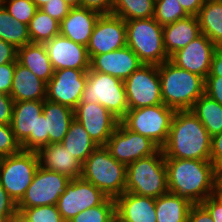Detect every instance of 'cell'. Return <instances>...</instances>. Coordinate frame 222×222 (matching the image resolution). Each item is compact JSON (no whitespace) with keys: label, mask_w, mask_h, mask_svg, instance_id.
I'll list each match as a JSON object with an SVG mask.
<instances>
[{"label":"cell","mask_w":222,"mask_h":222,"mask_svg":"<svg viewBox=\"0 0 222 222\" xmlns=\"http://www.w3.org/2000/svg\"><path fill=\"white\" fill-rule=\"evenodd\" d=\"M168 192L202 203L215 191V166L210 160L165 158Z\"/></svg>","instance_id":"obj_1"},{"label":"cell","mask_w":222,"mask_h":222,"mask_svg":"<svg viewBox=\"0 0 222 222\" xmlns=\"http://www.w3.org/2000/svg\"><path fill=\"white\" fill-rule=\"evenodd\" d=\"M211 136L191 111H175L162 147L165 158L210 160Z\"/></svg>","instance_id":"obj_2"},{"label":"cell","mask_w":222,"mask_h":222,"mask_svg":"<svg viewBox=\"0 0 222 222\" xmlns=\"http://www.w3.org/2000/svg\"><path fill=\"white\" fill-rule=\"evenodd\" d=\"M163 104L175 111L191 110L204 94L205 80L170 60L158 65Z\"/></svg>","instance_id":"obj_3"},{"label":"cell","mask_w":222,"mask_h":222,"mask_svg":"<svg viewBox=\"0 0 222 222\" xmlns=\"http://www.w3.org/2000/svg\"><path fill=\"white\" fill-rule=\"evenodd\" d=\"M127 166L113 158L105 146H98L82 164V178L107 197L117 198L125 192Z\"/></svg>","instance_id":"obj_4"},{"label":"cell","mask_w":222,"mask_h":222,"mask_svg":"<svg viewBox=\"0 0 222 222\" xmlns=\"http://www.w3.org/2000/svg\"><path fill=\"white\" fill-rule=\"evenodd\" d=\"M125 191L155 199L168 192L167 169L162 148L127 165Z\"/></svg>","instance_id":"obj_5"},{"label":"cell","mask_w":222,"mask_h":222,"mask_svg":"<svg viewBox=\"0 0 222 222\" xmlns=\"http://www.w3.org/2000/svg\"><path fill=\"white\" fill-rule=\"evenodd\" d=\"M127 46L143 64L160 65L169 60L163 39V26L154 17L125 21Z\"/></svg>","instance_id":"obj_6"},{"label":"cell","mask_w":222,"mask_h":222,"mask_svg":"<svg viewBox=\"0 0 222 222\" xmlns=\"http://www.w3.org/2000/svg\"><path fill=\"white\" fill-rule=\"evenodd\" d=\"M80 103H100L119 120L129 109L124 81L90 69Z\"/></svg>","instance_id":"obj_7"},{"label":"cell","mask_w":222,"mask_h":222,"mask_svg":"<svg viewBox=\"0 0 222 222\" xmlns=\"http://www.w3.org/2000/svg\"><path fill=\"white\" fill-rule=\"evenodd\" d=\"M39 167L36 151H24L0 158V185L10 198L18 204L32 183Z\"/></svg>","instance_id":"obj_8"},{"label":"cell","mask_w":222,"mask_h":222,"mask_svg":"<svg viewBox=\"0 0 222 222\" xmlns=\"http://www.w3.org/2000/svg\"><path fill=\"white\" fill-rule=\"evenodd\" d=\"M175 110L165 104L128 109L120 120L129 130L150 138L162 148L169 136Z\"/></svg>","instance_id":"obj_9"},{"label":"cell","mask_w":222,"mask_h":222,"mask_svg":"<svg viewBox=\"0 0 222 222\" xmlns=\"http://www.w3.org/2000/svg\"><path fill=\"white\" fill-rule=\"evenodd\" d=\"M128 108L163 104L158 66L142 64L124 80Z\"/></svg>","instance_id":"obj_10"},{"label":"cell","mask_w":222,"mask_h":222,"mask_svg":"<svg viewBox=\"0 0 222 222\" xmlns=\"http://www.w3.org/2000/svg\"><path fill=\"white\" fill-rule=\"evenodd\" d=\"M70 180L61 173L49 171L39 166L32 183L17 204V210L22 212L25 208L56 205Z\"/></svg>","instance_id":"obj_11"},{"label":"cell","mask_w":222,"mask_h":222,"mask_svg":"<svg viewBox=\"0 0 222 222\" xmlns=\"http://www.w3.org/2000/svg\"><path fill=\"white\" fill-rule=\"evenodd\" d=\"M105 147L113 158L126 166L140 158L150 156L160 149L150 138L129 130L121 121Z\"/></svg>","instance_id":"obj_12"},{"label":"cell","mask_w":222,"mask_h":222,"mask_svg":"<svg viewBox=\"0 0 222 222\" xmlns=\"http://www.w3.org/2000/svg\"><path fill=\"white\" fill-rule=\"evenodd\" d=\"M108 197L82 177L70 180L56 204L63 220L102 204Z\"/></svg>","instance_id":"obj_13"},{"label":"cell","mask_w":222,"mask_h":222,"mask_svg":"<svg viewBox=\"0 0 222 222\" xmlns=\"http://www.w3.org/2000/svg\"><path fill=\"white\" fill-rule=\"evenodd\" d=\"M127 45L125 20L113 14H101L87 44L91 59L94 55L112 52Z\"/></svg>","instance_id":"obj_14"},{"label":"cell","mask_w":222,"mask_h":222,"mask_svg":"<svg viewBox=\"0 0 222 222\" xmlns=\"http://www.w3.org/2000/svg\"><path fill=\"white\" fill-rule=\"evenodd\" d=\"M87 72L88 70L71 68L55 70L47 83L46 99L74 110L81 101L87 82Z\"/></svg>","instance_id":"obj_15"},{"label":"cell","mask_w":222,"mask_h":222,"mask_svg":"<svg viewBox=\"0 0 222 222\" xmlns=\"http://www.w3.org/2000/svg\"><path fill=\"white\" fill-rule=\"evenodd\" d=\"M76 119L98 145L105 146L120 120L100 103H79L74 109Z\"/></svg>","instance_id":"obj_16"},{"label":"cell","mask_w":222,"mask_h":222,"mask_svg":"<svg viewBox=\"0 0 222 222\" xmlns=\"http://www.w3.org/2000/svg\"><path fill=\"white\" fill-rule=\"evenodd\" d=\"M216 48L217 45L201 33L184 48L173 53L169 60L176 66L199 75L205 80L210 73Z\"/></svg>","instance_id":"obj_17"},{"label":"cell","mask_w":222,"mask_h":222,"mask_svg":"<svg viewBox=\"0 0 222 222\" xmlns=\"http://www.w3.org/2000/svg\"><path fill=\"white\" fill-rule=\"evenodd\" d=\"M43 112V100L14 101L11 128L24 151H35L37 118Z\"/></svg>","instance_id":"obj_18"},{"label":"cell","mask_w":222,"mask_h":222,"mask_svg":"<svg viewBox=\"0 0 222 222\" xmlns=\"http://www.w3.org/2000/svg\"><path fill=\"white\" fill-rule=\"evenodd\" d=\"M54 70L66 68L89 70L87 47L58 34L44 43Z\"/></svg>","instance_id":"obj_19"},{"label":"cell","mask_w":222,"mask_h":222,"mask_svg":"<svg viewBox=\"0 0 222 222\" xmlns=\"http://www.w3.org/2000/svg\"><path fill=\"white\" fill-rule=\"evenodd\" d=\"M142 64L136 53L126 45L112 52L94 55L90 59V70L109 74L124 81Z\"/></svg>","instance_id":"obj_20"},{"label":"cell","mask_w":222,"mask_h":222,"mask_svg":"<svg viewBox=\"0 0 222 222\" xmlns=\"http://www.w3.org/2000/svg\"><path fill=\"white\" fill-rule=\"evenodd\" d=\"M115 200L117 222H156L155 198L124 192Z\"/></svg>","instance_id":"obj_21"},{"label":"cell","mask_w":222,"mask_h":222,"mask_svg":"<svg viewBox=\"0 0 222 222\" xmlns=\"http://www.w3.org/2000/svg\"><path fill=\"white\" fill-rule=\"evenodd\" d=\"M37 154L39 166L46 170L61 173L71 180L82 176V163L61 143L43 146Z\"/></svg>","instance_id":"obj_22"},{"label":"cell","mask_w":222,"mask_h":222,"mask_svg":"<svg viewBox=\"0 0 222 222\" xmlns=\"http://www.w3.org/2000/svg\"><path fill=\"white\" fill-rule=\"evenodd\" d=\"M100 15L96 11L83 7L71 8L60 22V34L75 43L87 46Z\"/></svg>","instance_id":"obj_23"},{"label":"cell","mask_w":222,"mask_h":222,"mask_svg":"<svg viewBox=\"0 0 222 222\" xmlns=\"http://www.w3.org/2000/svg\"><path fill=\"white\" fill-rule=\"evenodd\" d=\"M47 84L32 71L15 62L10 96L14 101L45 100Z\"/></svg>","instance_id":"obj_24"},{"label":"cell","mask_w":222,"mask_h":222,"mask_svg":"<svg viewBox=\"0 0 222 222\" xmlns=\"http://www.w3.org/2000/svg\"><path fill=\"white\" fill-rule=\"evenodd\" d=\"M200 34L199 20L198 17L194 15H188L186 18L163 26V39L166 53L170 57Z\"/></svg>","instance_id":"obj_25"},{"label":"cell","mask_w":222,"mask_h":222,"mask_svg":"<svg viewBox=\"0 0 222 222\" xmlns=\"http://www.w3.org/2000/svg\"><path fill=\"white\" fill-rule=\"evenodd\" d=\"M43 113L46 118V133L49 144L61 143L74 120V110L66 105L43 100Z\"/></svg>","instance_id":"obj_26"},{"label":"cell","mask_w":222,"mask_h":222,"mask_svg":"<svg viewBox=\"0 0 222 222\" xmlns=\"http://www.w3.org/2000/svg\"><path fill=\"white\" fill-rule=\"evenodd\" d=\"M17 61L46 84L50 81L55 71L44 44L29 43L18 48Z\"/></svg>","instance_id":"obj_27"},{"label":"cell","mask_w":222,"mask_h":222,"mask_svg":"<svg viewBox=\"0 0 222 222\" xmlns=\"http://www.w3.org/2000/svg\"><path fill=\"white\" fill-rule=\"evenodd\" d=\"M192 205L187 198L167 192L155 199L156 222H187Z\"/></svg>","instance_id":"obj_28"},{"label":"cell","mask_w":222,"mask_h":222,"mask_svg":"<svg viewBox=\"0 0 222 222\" xmlns=\"http://www.w3.org/2000/svg\"><path fill=\"white\" fill-rule=\"evenodd\" d=\"M61 144L82 164L98 147L90 138L85 128L76 119L70 123L68 132Z\"/></svg>","instance_id":"obj_29"},{"label":"cell","mask_w":222,"mask_h":222,"mask_svg":"<svg viewBox=\"0 0 222 222\" xmlns=\"http://www.w3.org/2000/svg\"><path fill=\"white\" fill-rule=\"evenodd\" d=\"M200 31L214 44L222 41V0H205L197 15Z\"/></svg>","instance_id":"obj_30"},{"label":"cell","mask_w":222,"mask_h":222,"mask_svg":"<svg viewBox=\"0 0 222 222\" xmlns=\"http://www.w3.org/2000/svg\"><path fill=\"white\" fill-rule=\"evenodd\" d=\"M191 111L199 118L211 137L222 132V105L220 103L203 94L196 100Z\"/></svg>","instance_id":"obj_31"},{"label":"cell","mask_w":222,"mask_h":222,"mask_svg":"<svg viewBox=\"0 0 222 222\" xmlns=\"http://www.w3.org/2000/svg\"><path fill=\"white\" fill-rule=\"evenodd\" d=\"M0 39L12 44L16 49L31 43L28 25L13 18L1 3Z\"/></svg>","instance_id":"obj_32"},{"label":"cell","mask_w":222,"mask_h":222,"mask_svg":"<svg viewBox=\"0 0 222 222\" xmlns=\"http://www.w3.org/2000/svg\"><path fill=\"white\" fill-rule=\"evenodd\" d=\"M31 43L44 44L60 34V22L50 17L41 9H37L34 17L28 24Z\"/></svg>","instance_id":"obj_33"},{"label":"cell","mask_w":222,"mask_h":222,"mask_svg":"<svg viewBox=\"0 0 222 222\" xmlns=\"http://www.w3.org/2000/svg\"><path fill=\"white\" fill-rule=\"evenodd\" d=\"M155 0H115L111 14L125 21L154 17Z\"/></svg>","instance_id":"obj_34"},{"label":"cell","mask_w":222,"mask_h":222,"mask_svg":"<svg viewBox=\"0 0 222 222\" xmlns=\"http://www.w3.org/2000/svg\"><path fill=\"white\" fill-rule=\"evenodd\" d=\"M116 219L115 200L108 197L102 204L78 213L70 222H113Z\"/></svg>","instance_id":"obj_35"},{"label":"cell","mask_w":222,"mask_h":222,"mask_svg":"<svg viewBox=\"0 0 222 222\" xmlns=\"http://www.w3.org/2000/svg\"><path fill=\"white\" fill-rule=\"evenodd\" d=\"M187 16L188 14L179 4L178 0H155L154 19L161 26L172 24Z\"/></svg>","instance_id":"obj_36"},{"label":"cell","mask_w":222,"mask_h":222,"mask_svg":"<svg viewBox=\"0 0 222 222\" xmlns=\"http://www.w3.org/2000/svg\"><path fill=\"white\" fill-rule=\"evenodd\" d=\"M0 3L13 18L27 25L38 9L32 0H0Z\"/></svg>","instance_id":"obj_37"},{"label":"cell","mask_w":222,"mask_h":222,"mask_svg":"<svg viewBox=\"0 0 222 222\" xmlns=\"http://www.w3.org/2000/svg\"><path fill=\"white\" fill-rule=\"evenodd\" d=\"M31 222H61L63 221L56 205L25 208L22 211Z\"/></svg>","instance_id":"obj_38"},{"label":"cell","mask_w":222,"mask_h":222,"mask_svg":"<svg viewBox=\"0 0 222 222\" xmlns=\"http://www.w3.org/2000/svg\"><path fill=\"white\" fill-rule=\"evenodd\" d=\"M21 150V145L15 139L11 125L0 124V158L17 154Z\"/></svg>","instance_id":"obj_39"},{"label":"cell","mask_w":222,"mask_h":222,"mask_svg":"<svg viewBox=\"0 0 222 222\" xmlns=\"http://www.w3.org/2000/svg\"><path fill=\"white\" fill-rule=\"evenodd\" d=\"M40 9L48 14L50 17L61 22L69 13L71 7L63 0H50Z\"/></svg>","instance_id":"obj_40"},{"label":"cell","mask_w":222,"mask_h":222,"mask_svg":"<svg viewBox=\"0 0 222 222\" xmlns=\"http://www.w3.org/2000/svg\"><path fill=\"white\" fill-rule=\"evenodd\" d=\"M204 94L222 105V76H207L205 78Z\"/></svg>","instance_id":"obj_41"},{"label":"cell","mask_w":222,"mask_h":222,"mask_svg":"<svg viewBox=\"0 0 222 222\" xmlns=\"http://www.w3.org/2000/svg\"><path fill=\"white\" fill-rule=\"evenodd\" d=\"M17 210V204L0 185V221L6 222Z\"/></svg>","instance_id":"obj_42"},{"label":"cell","mask_w":222,"mask_h":222,"mask_svg":"<svg viewBox=\"0 0 222 222\" xmlns=\"http://www.w3.org/2000/svg\"><path fill=\"white\" fill-rule=\"evenodd\" d=\"M15 62L0 65V92L10 95Z\"/></svg>","instance_id":"obj_43"},{"label":"cell","mask_w":222,"mask_h":222,"mask_svg":"<svg viewBox=\"0 0 222 222\" xmlns=\"http://www.w3.org/2000/svg\"><path fill=\"white\" fill-rule=\"evenodd\" d=\"M14 100L0 92V124H11Z\"/></svg>","instance_id":"obj_44"},{"label":"cell","mask_w":222,"mask_h":222,"mask_svg":"<svg viewBox=\"0 0 222 222\" xmlns=\"http://www.w3.org/2000/svg\"><path fill=\"white\" fill-rule=\"evenodd\" d=\"M49 144V136L46 133V118L44 113L37 118L36 135H35V151L37 152L43 146Z\"/></svg>","instance_id":"obj_45"},{"label":"cell","mask_w":222,"mask_h":222,"mask_svg":"<svg viewBox=\"0 0 222 222\" xmlns=\"http://www.w3.org/2000/svg\"><path fill=\"white\" fill-rule=\"evenodd\" d=\"M115 0H81V7L100 14H111Z\"/></svg>","instance_id":"obj_46"},{"label":"cell","mask_w":222,"mask_h":222,"mask_svg":"<svg viewBox=\"0 0 222 222\" xmlns=\"http://www.w3.org/2000/svg\"><path fill=\"white\" fill-rule=\"evenodd\" d=\"M187 222H214L208 210L201 204H193Z\"/></svg>","instance_id":"obj_47"},{"label":"cell","mask_w":222,"mask_h":222,"mask_svg":"<svg viewBox=\"0 0 222 222\" xmlns=\"http://www.w3.org/2000/svg\"><path fill=\"white\" fill-rule=\"evenodd\" d=\"M210 161L215 168L222 166V132L211 137Z\"/></svg>","instance_id":"obj_48"},{"label":"cell","mask_w":222,"mask_h":222,"mask_svg":"<svg viewBox=\"0 0 222 222\" xmlns=\"http://www.w3.org/2000/svg\"><path fill=\"white\" fill-rule=\"evenodd\" d=\"M201 204L208 210L214 222H222V203L214 195L206 198Z\"/></svg>","instance_id":"obj_49"},{"label":"cell","mask_w":222,"mask_h":222,"mask_svg":"<svg viewBox=\"0 0 222 222\" xmlns=\"http://www.w3.org/2000/svg\"><path fill=\"white\" fill-rule=\"evenodd\" d=\"M16 61L17 49L12 44L0 39V65Z\"/></svg>","instance_id":"obj_50"},{"label":"cell","mask_w":222,"mask_h":222,"mask_svg":"<svg viewBox=\"0 0 222 222\" xmlns=\"http://www.w3.org/2000/svg\"><path fill=\"white\" fill-rule=\"evenodd\" d=\"M178 2L188 15L197 16L205 0H178Z\"/></svg>","instance_id":"obj_51"},{"label":"cell","mask_w":222,"mask_h":222,"mask_svg":"<svg viewBox=\"0 0 222 222\" xmlns=\"http://www.w3.org/2000/svg\"><path fill=\"white\" fill-rule=\"evenodd\" d=\"M208 76H222V52L216 48L212 58L210 73Z\"/></svg>","instance_id":"obj_52"},{"label":"cell","mask_w":222,"mask_h":222,"mask_svg":"<svg viewBox=\"0 0 222 222\" xmlns=\"http://www.w3.org/2000/svg\"><path fill=\"white\" fill-rule=\"evenodd\" d=\"M214 193H222V166L215 170V191Z\"/></svg>","instance_id":"obj_53"},{"label":"cell","mask_w":222,"mask_h":222,"mask_svg":"<svg viewBox=\"0 0 222 222\" xmlns=\"http://www.w3.org/2000/svg\"><path fill=\"white\" fill-rule=\"evenodd\" d=\"M6 222H31L21 211L16 210Z\"/></svg>","instance_id":"obj_54"},{"label":"cell","mask_w":222,"mask_h":222,"mask_svg":"<svg viewBox=\"0 0 222 222\" xmlns=\"http://www.w3.org/2000/svg\"><path fill=\"white\" fill-rule=\"evenodd\" d=\"M66 2L71 8L81 7V0H63Z\"/></svg>","instance_id":"obj_55"},{"label":"cell","mask_w":222,"mask_h":222,"mask_svg":"<svg viewBox=\"0 0 222 222\" xmlns=\"http://www.w3.org/2000/svg\"><path fill=\"white\" fill-rule=\"evenodd\" d=\"M33 3L40 9L44 4H46L50 0H32Z\"/></svg>","instance_id":"obj_56"},{"label":"cell","mask_w":222,"mask_h":222,"mask_svg":"<svg viewBox=\"0 0 222 222\" xmlns=\"http://www.w3.org/2000/svg\"><path fill=\"white\" fill-rule=\"evenodd\" d=\"M213 195L222 203V193H213Z\"/></svg>","instance_id":"obj_57"},{"label":"cell","mask_w":222,"mask_h":222,"mask_svg":"<svg viewBox=\"0 0 222 222\" xmlns=\"http://www.w3.org/2000/svg\"><path fill=\"white\" fill-rule=\"evenodd\" d=\"M217 48L222 52V41L217 44Z\"/></svg>","instance_id":"obj_58"}]
</instances>
